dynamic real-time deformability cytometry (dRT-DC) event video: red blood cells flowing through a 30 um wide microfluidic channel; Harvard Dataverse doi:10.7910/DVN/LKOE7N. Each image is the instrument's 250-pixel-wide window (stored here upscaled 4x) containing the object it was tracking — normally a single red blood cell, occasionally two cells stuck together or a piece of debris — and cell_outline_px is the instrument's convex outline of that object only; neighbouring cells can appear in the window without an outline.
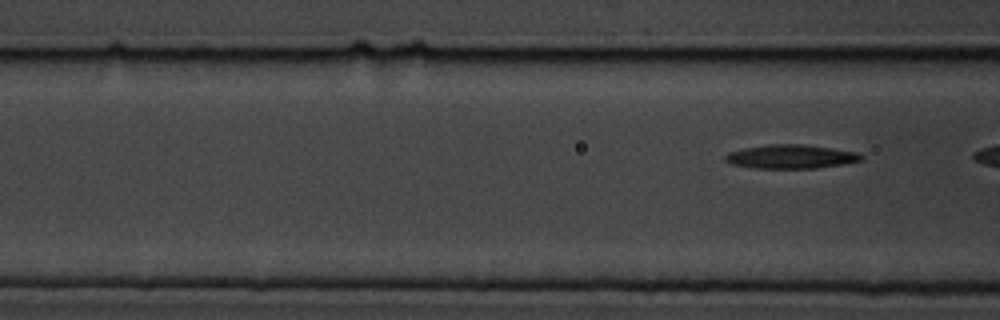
{"species": "common noctule bat (a hibernating species)", "species_latin": "Nyctalus noctula", "temperature_condition": "cold", "stored_images_in_passage": 4, "segment_of_instrument_passage": [2, 2], "camera_frame_rate_fps": 3000, "um_per_image_px": 0.085, "animal": {"sex": "male", "body_mass_g": 19.5, "forearm_length_mm": 54.6}, "frame": {"image": 1, "passage_image": 4, "time_ms": 4.667, "image_size_px": [1000, 320], "cell_outline_px": [[864, 160], [844, 164], [816, 168], [752, 168], [732, 164], [724, 160], [724, 156], [728, 152], [744, 148], [768, 144], [800, 144], [832, 148], [856, 152], [864, 156]], "centroid_in_image_um": [67.22, 13.31], "position_along_channel_um": 99.4, "area_um2": 18.96}}